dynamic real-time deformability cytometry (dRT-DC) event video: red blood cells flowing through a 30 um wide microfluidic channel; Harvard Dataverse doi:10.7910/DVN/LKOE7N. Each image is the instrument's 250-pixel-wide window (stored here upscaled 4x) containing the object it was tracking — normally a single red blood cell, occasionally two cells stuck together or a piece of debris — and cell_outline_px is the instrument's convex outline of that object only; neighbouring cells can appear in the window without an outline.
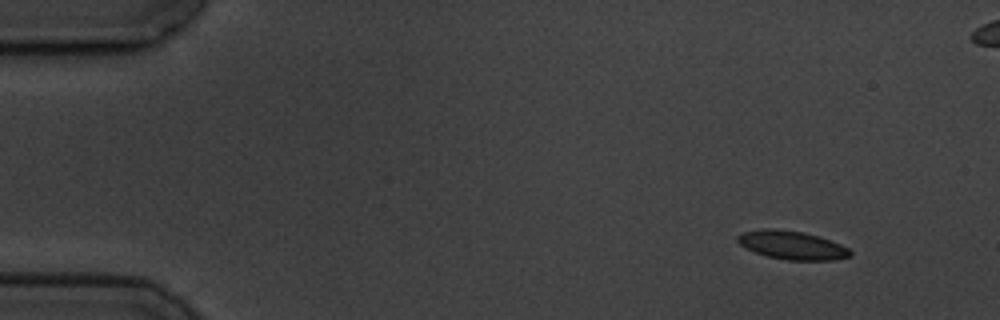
{"species": "common noctule bat (a hibernating species)", "species_latin": "Nyctalus noctula", "temperature_condition": "cold", "stored_images_in_passage": 5, "camera_frame_rate_fps": 3000, "um_per_image_px": 0.085, "animal": {"sex": "male", "body_mass_g": 19.5, "forearm_length_mm": 54.6}, "frame": {"image": 1, "passage_image": 1, "time_ms": 0.0, "image_size_px": [1000, 320], "cell_outline_px": [[852, 256], [832, 260], [788, 260], [768, 256], [756, 252], [740, 244], [736, 240], [736, 236], [744, 232], [764, 228], [772, 228], [804, 232], [820, 236], [840, 244], [848, 248], [852, 252]], "centroid_in_image_um": [67.35, 20.83], "position_along_channel_um": 17.7, "area_um2": 18.61}}